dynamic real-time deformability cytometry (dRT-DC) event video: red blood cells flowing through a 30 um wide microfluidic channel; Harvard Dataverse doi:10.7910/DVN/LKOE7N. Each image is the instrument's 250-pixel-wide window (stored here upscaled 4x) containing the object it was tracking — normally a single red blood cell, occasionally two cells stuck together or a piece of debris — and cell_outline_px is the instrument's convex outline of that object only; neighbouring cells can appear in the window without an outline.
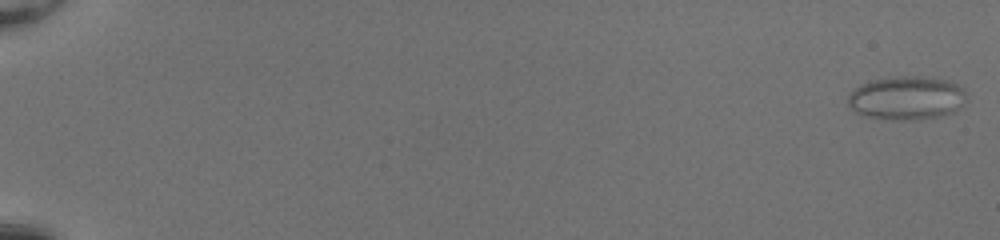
{"species": "common noctule bat (a hibernating species)", "species_latin": "Nyctalus noctula", "temperature_condition": "room temperature", "stored_images_in_passage": 52, "camera_frame_rate_fps": 3000, "um_per_image_px": 0.085, "animal": {"sex": "female", "body_mass_g": 20.0, "forearm_length_mm": 54.0}, "frame": {"image": 1, "passage_image": 1, "time_ms": 0.0, "image_size_px": [1000, 240], "cell_outline_px": [[968, 100], [956, 112], [940, 116], [920, 120], [892, 120], [868, 116], [856, 112], [848, 104], [848, 96], [860, 84], [872, 80], [904, 76], [920, 76], [948, 80], [964, 88]], "centroid_in_image_um": [77.14, 8.34], "position_along_channel_um": 7.9, "area_um2": 30.35}}
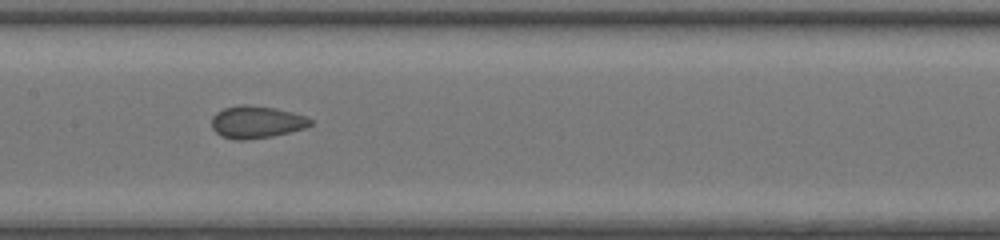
{"frame": {"image": 2, "passage_image": 29, "time_ms": 9.333, "image_size_px": [1000, 240], "cell_outline_px": [[312, 124], [304, 128], [272, 136], [244, 140], [236, 140], [220, 136], [212, 128], [212, 116], [216, 112], [224, 108], [240, 104], [244, 104], [276, 108], [308, 116], [312, 120]], "centroid_in_image_um": [21.79, 10.37], "position_along_channel_um": 185.6, "area_um2": 18.67}}
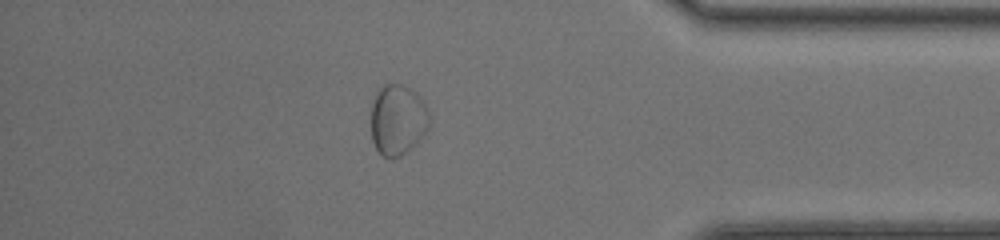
{"frame": {"image": 3, "passage_image": 46, "time_ms": 15.0, "image_size_px": [1000, 240], "cell_outline_px": [[432, 120], [424, 136], [400, 156], [384, 156], [376, 148], [372, 140], [372, 104], [376, 92], [384, 84], [400, 84], [412, 88], [424, 100], [432, 116]], "centroid_in_image_um": [33.86, 10.13], "position_along_channel_um": 401.3, "area_um2": 24.22}}